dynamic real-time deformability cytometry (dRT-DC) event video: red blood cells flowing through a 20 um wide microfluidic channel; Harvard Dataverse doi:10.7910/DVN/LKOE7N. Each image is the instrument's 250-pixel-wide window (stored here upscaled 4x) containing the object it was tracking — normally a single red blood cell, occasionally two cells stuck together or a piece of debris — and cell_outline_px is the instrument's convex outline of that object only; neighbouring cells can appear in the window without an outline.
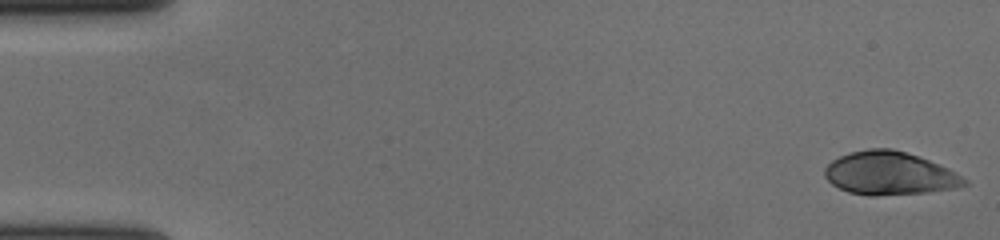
{"species": "human", "species_latin": "Homo sapiens", "temperature_condition": "cold", "stored_images_in_passage": 57, "camera_frame_rate_fps": 3000, "um_per_image_px": 0.085, "donor": {"sex": "female"}, "frame": {"image": 1, "passage_image": 1, "time_ms": 0.0, "image_size_px": [1000, 240], "cell_outline_px": [[968, 184], [956, 188], [928, 192], [876, 196], [868, 196], [848, 192], [832, 184], [824, 176], [824, 168], [832, 160], [840, 156], [852, 152], [868, 148], [892, 148], [928, 160], [948, 168], [956, 172], [968, 180]], "centroid_in_image_um": [75.61, 14.75], "position_along_channel_um": 9.4, "area_um2": 35.14}}
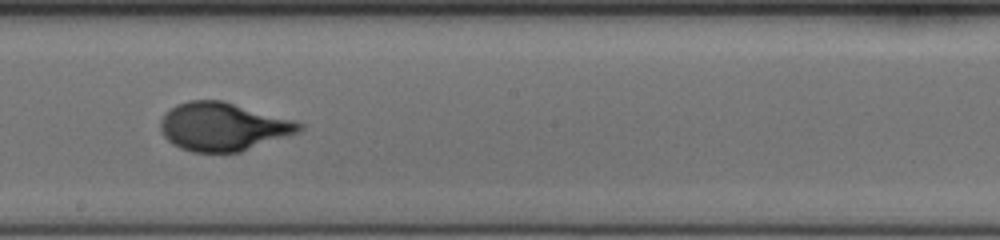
{"frame": {"image": 2, "passage_image": 32, "time_ms": 10.333, "image_size_px": [1000, 240], "cell_outline_px": [[304, 128], [300, 132], [240, 152], [192, 152], [180, 148], [172, 144], [164, 136], [160, 128], [160, 120], [176, 104], [188, 100], [224, 100], [292, 120], [304, 124]], "centroid_in_image_um": [18.96, 10.77], "position_along_channel_um": 229.2, "area_um2": 38.96}}
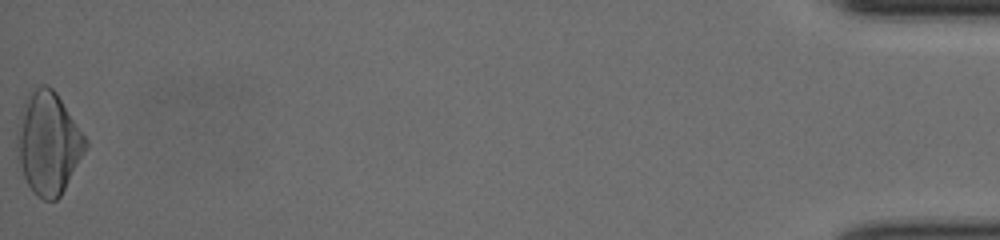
{"frame": {"image": 3, "passage_image": 57, "time_ms": 18.667, "image_size_px": [1000, 240], "cell_outline_px": [[88, 148], [60, 196], [56, 200], [44, 200], [36, 196], [32, 192], [16, 168], [16, 136], [20, 112], [24, 100], [40, 84], [48, 84], [56, 92], [88, 140]], "centroid_in_image_um": [4.07, 12.2], "position_along_channel_um": 431.1, "area_um2": 41.67}, "authors_computed_cell_mechanics": {"area_um2": 37.2232, "velocity_mm_per_s": 3.6186, "shape_relaxation_time_tau1_ms": 4.7483, "shape_relaxation_time_tau2_ms": null, "deformation_change_tau1": 0.2075, "deformation_change_tau2": null}}